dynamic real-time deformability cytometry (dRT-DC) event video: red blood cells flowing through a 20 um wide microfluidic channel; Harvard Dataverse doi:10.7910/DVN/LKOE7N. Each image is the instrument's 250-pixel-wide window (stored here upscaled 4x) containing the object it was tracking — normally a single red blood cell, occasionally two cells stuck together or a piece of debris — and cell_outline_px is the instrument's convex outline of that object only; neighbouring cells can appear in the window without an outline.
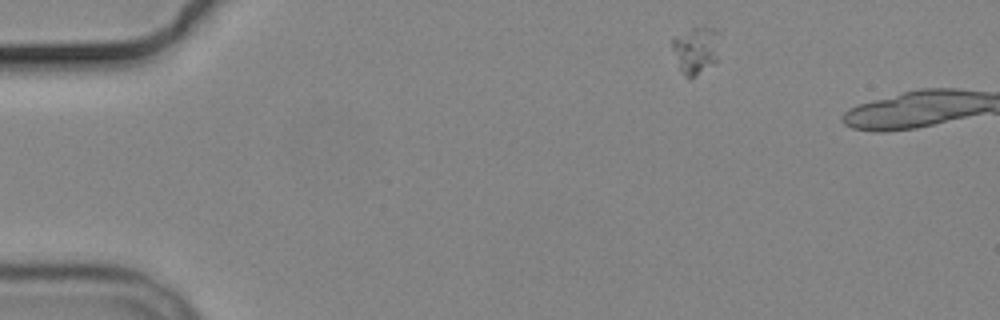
{"species": "common noctule bat (a hibernating species)", "species_latin": "Nyctalus noctula", "temperature_condition": "cold", "stored_images_in_passage": 3, "camera_frame_rate_fps": 3000, "um_per_image_px": 0.085, "animal": {"sex": "male", "body_mass_g": 19.2, "forearm_length_mm": 51.8}, "frame": {"image": 1, "passage_image": 1, "time_ms": 0.0, "image_size_px": [1000, 320], "cell_outline_px": [[720, 32], [716, 60], [688, 80], [684, 76], [680, 68], [672, 48], [672, 40], [676, 36], [692, 28], [712, 28]], "centroid_in_image_um": [59.14, 4.24], "position_along_channel_um": 25.9, "area_um2": 12.6}}